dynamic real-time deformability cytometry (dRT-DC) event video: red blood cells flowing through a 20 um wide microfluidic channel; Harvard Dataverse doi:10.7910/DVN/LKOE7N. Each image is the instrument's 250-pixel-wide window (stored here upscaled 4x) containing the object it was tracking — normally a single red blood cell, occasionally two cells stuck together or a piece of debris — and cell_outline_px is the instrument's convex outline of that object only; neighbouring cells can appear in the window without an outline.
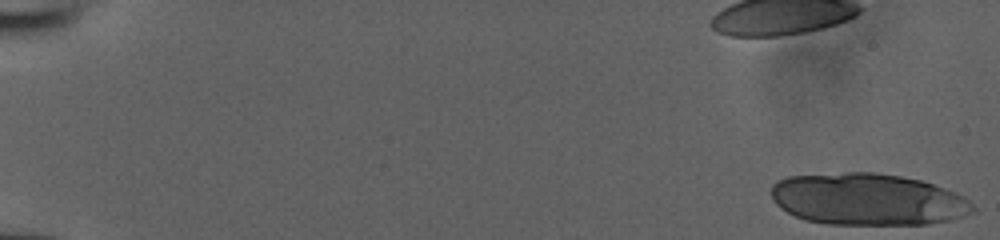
{"species": "human", "species_latin": "Homo sapiens", "temperature_condition": "room temperature", "stored_images_in_passage": 20, "camera_frame_rate_fps": 3000, "um_per_image_px": 0.085, "donor": {"sex": "male"}, "frame": {"image": 1, "passage_image": 1, "time_ms": 0.0, "image_size_px": [1000, 240], "cell_outline_px": [[976, 212], [952, 220], [928, 224], [828, 224], [804, 220], [780, 208], [772, 200], [768, 192], [772, 184], [776, 180], [788, 176], [844, 172], [876, 172], [900, 176], [920, 180], [956, 192], [964, 196], [976, 208]], "centroid_in_image_um": [73.73, 16.94], "position_along_channel_um": 11.3, "area_um2": 61.56}}